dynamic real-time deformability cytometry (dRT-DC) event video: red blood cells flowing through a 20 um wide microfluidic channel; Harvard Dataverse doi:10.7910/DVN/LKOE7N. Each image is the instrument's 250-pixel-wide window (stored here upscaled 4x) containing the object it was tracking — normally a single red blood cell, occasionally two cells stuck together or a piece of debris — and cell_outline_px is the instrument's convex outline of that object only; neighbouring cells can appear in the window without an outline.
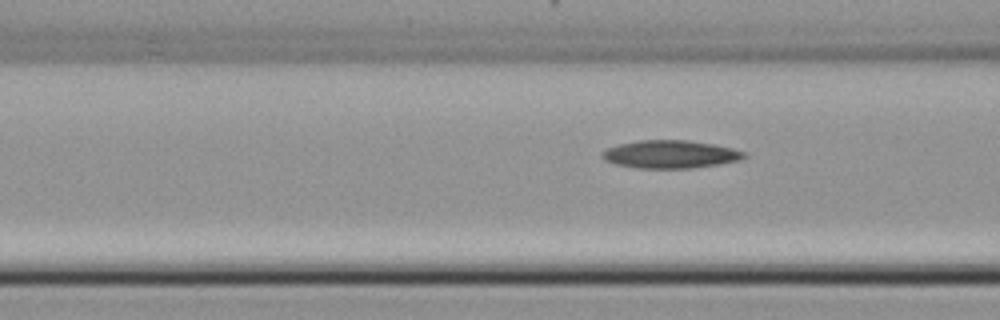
{"species": "common noctule bat (a hibernating species)", "species_latin": "Nyctalus noctula", "temperature_condition": "cold", "stored_images_in_passage": 5, "camera_frame_rate_fps": 3000, "um_per_image_px": 0.085, "animal": {"sex": "female", "body_mass_g": 22.7, "forearm_length_mm": 54.2}, "frame": {"image": 1, "passage_image": 5, "time_ms": 1.333, "image_size_px": [1000, 320], "cell_outline_px": [[748, 156], [740, 160], [720, 164], [692, 168], [636, 168], [616, 164], [604, 160], [600, 156], [600, 152], [608, 148], [620, 144], [640, 140], [688, 140], [712, 144], [732, 148], [748, 152]], "centroid_in_image_um": [57.0, 13.12], "position_along_channel_um": 109.6, "area_um2": 23.24}}